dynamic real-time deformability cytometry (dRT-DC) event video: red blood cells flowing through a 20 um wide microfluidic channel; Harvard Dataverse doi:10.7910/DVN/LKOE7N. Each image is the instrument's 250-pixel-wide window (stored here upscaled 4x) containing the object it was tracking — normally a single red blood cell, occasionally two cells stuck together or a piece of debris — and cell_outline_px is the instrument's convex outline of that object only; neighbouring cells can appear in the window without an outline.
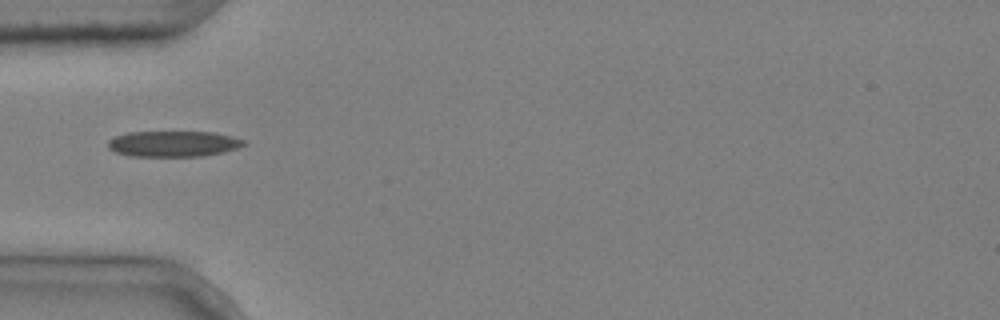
{"species": "common noctule bat (a hibernating species)", "species_latin": "Nyctalus noctula", "temperature_condition": "cold", "stored_images_in_passage": 3, "camera_frame_rate_fps": 3000, "um_per_image_px": 0.085, "animal": {"sex": "male", "body_mass_g": 20.4}, "frame": {"image": 1, "passage_image": 3, "time_ms": 0.667, "image_size_px": [1000, 320], "cell_outline_px": [[244, 144], [236, 148], [224, 152], [204, 156], [128, 156], [116, 152], [108, 148], [108, 140], [116, 136], [128, 132], [212, 132], [244, 140]], "centroid_in_image_um": [14.68, 12.23], "position_along_channel_um": 70.3, "area_um2": 20.23}}